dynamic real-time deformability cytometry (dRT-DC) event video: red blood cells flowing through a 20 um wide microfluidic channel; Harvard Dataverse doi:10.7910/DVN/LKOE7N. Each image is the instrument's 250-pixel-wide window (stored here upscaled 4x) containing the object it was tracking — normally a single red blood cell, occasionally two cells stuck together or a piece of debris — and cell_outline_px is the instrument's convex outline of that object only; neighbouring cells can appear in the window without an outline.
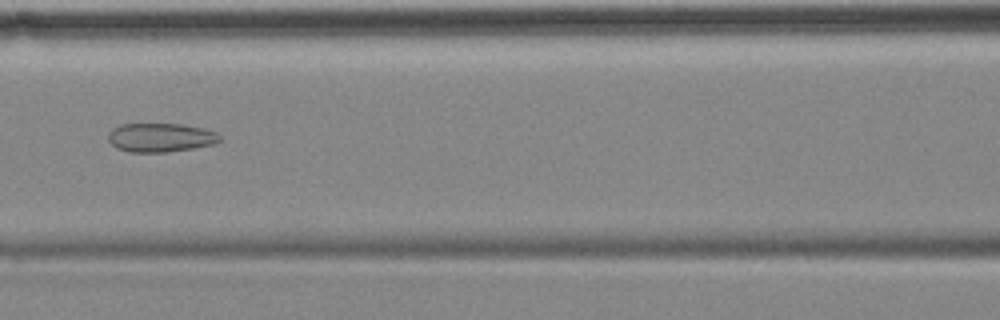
{"species": "common noctule bat (a hibernating species)", "species_latin": "Nyctalus noctula", "temperature_condition": "cold", "stored_images_in_passage": 12, "camera_frame_rate_fps": 3000, "um_per_image_px": 0.085, "animal": {"sex": "female", "body_mass_g": 18.4}, "frame": {"image": 1, "passage_image": 6, "time_ms": 7.333, "image_size_px": [1000, 320], "cell_outline_px": [[220, 140], [212, 144], [192, 148], [168, 152], [128, 152], [116, 148], [108, 140], [108, 132], [112, 128], [120, 124], [180, 124], [204, 128], [216, 132], [220, 136]], "centroid_in_image_um": [13.6, 11.69], "position_along_channel_um": 153.0, "area_um2": 18.79}}
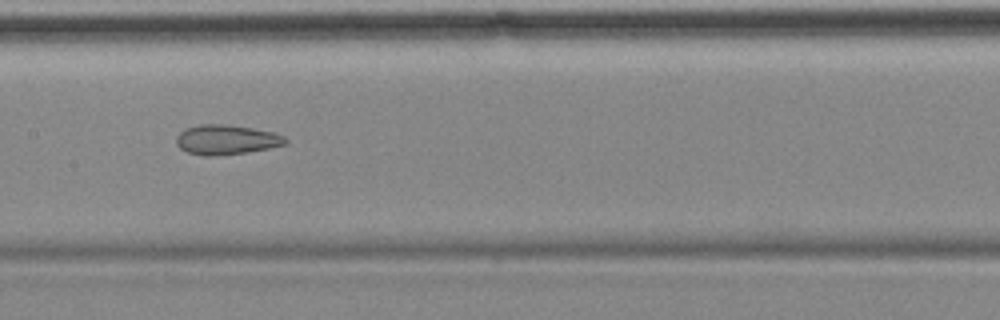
{"frame": {"image": 2, "passage_image": 7, "time_ms": 8.333, "image_size_px": [1000, 320], "cell_outline_px": [[288, 140], [284, 144], [268, 148], [244, 152], [212, 156], [204, 156], [188, 152], [180, 148], [176, 144], [176, 136], [184, 128], [200, 124], [228, 124], [276, 132], [284, 136]], "centroid_in_image_um": [19.21, 11.85], "position_along_channel_um": 188.2, "area_um2": 18.9}, "authors_computed_cell_mechanics": {"area_um2": 20.2878, "velocity_mm_per_s": 3.5464, "shape_relaxation_time_tau1_ms": null, "shape_relaxation_time_tau2_ms": 4.1631, "deformation_change_tau1": null, "deformation_change_tau2": 0.1188}}